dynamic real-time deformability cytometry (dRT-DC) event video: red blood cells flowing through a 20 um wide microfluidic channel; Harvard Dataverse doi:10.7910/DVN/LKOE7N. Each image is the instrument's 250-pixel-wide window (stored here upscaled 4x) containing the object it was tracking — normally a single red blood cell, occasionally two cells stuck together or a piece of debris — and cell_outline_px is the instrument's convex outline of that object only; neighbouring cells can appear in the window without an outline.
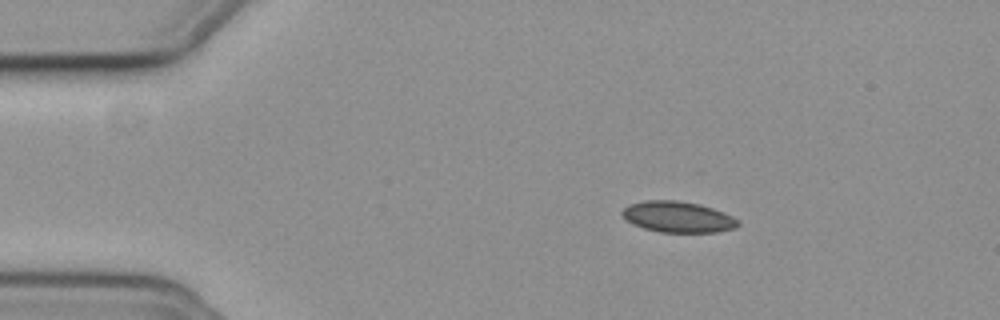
{"species": "common noctule bat (a hibernating species)", "species_latin": "Nyctalus noctula", "temperature_condition": "cold", "stored_images_in_passage": 47, "camera_frame_rate_fps": 3000, "um_per_image_px": 0.085, "animal": {"sex": "female", "body_mass_g": 19.3, "forearm_length_mm": 54.1}, "frame": {"image": 1, "passage_image": 1, "time_ms": 0.0, "image_size_px": [1000, 320], "cell_outline_px": [[740, 224], [736, 228], [716, 232], [660, 232], [644, 228], [632, 224], [624, 220], [620, 212], [628, 204], [648, 200], [676, 200], [700, 204], [712, 208], [732, 216]], "centroid_in_image_um": [57.57, 18.44], "position_along_channel_um": 27.4, "area_um2": 20.98}}
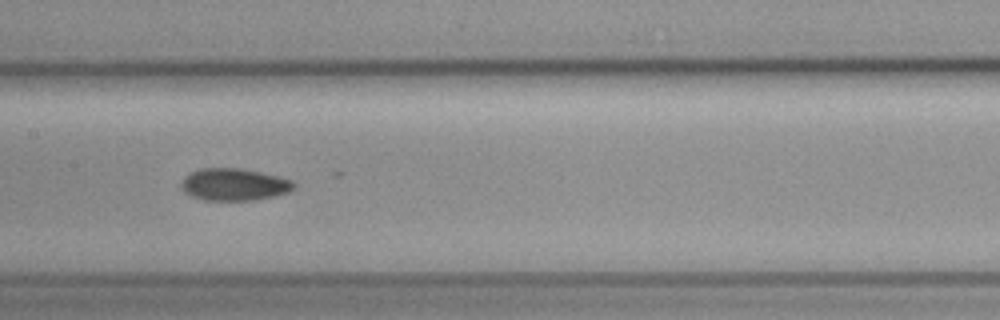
{"frame": {"image": 2, "passage_image": 19, "time_ms": 6.0, "image_size_px": [1000, 320], "cell_outline_px": [[296, 188], [288, 192], [272, 196], [252, 200], [204, 200], [192, 196], [184, 192], [180, 188], [180, 184], [184, 176], [188, 172], [200, 168], [244, 168], [280, 176], [292, 180], [296, 184]], "centroid_in_image_um": [19.88, 15.66], "position_along_channel_um": 187.5, "area_um2": 21.44}}
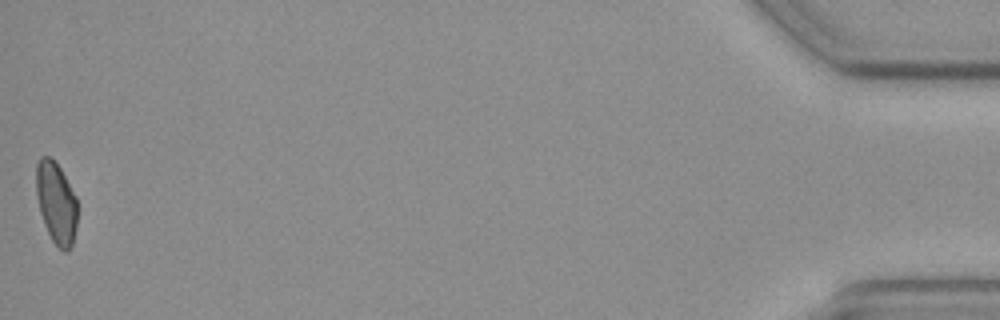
{"frame": {"image": 3, "passage_image": 47, "time_ms": 15.333, "image_size_px": [1000, 320], "cell_outline_px": [[76, 228], [72, 248], [68, 252], [64, 252], [52, 240], [44, 224], [40, 212], [36, 196], [36, 164], [40, 156], [48, 156], [60, 168], [76, 196]], "centroid_in_image_um": [4.77, 17.26], "position_along_channel_um": 430.4, "area_um2": 19.59}, "authors_computed_cell_mechanics": {"area_um2": 20.4034, "velocity_mm_per_s": 3.7223, "shape_relaxation_time_tau1_ms": 8.1326, "shape_relaxation_time_tau2_ms": null, "deformation_change_tau1": null, "deformation_change_tau2": null}}